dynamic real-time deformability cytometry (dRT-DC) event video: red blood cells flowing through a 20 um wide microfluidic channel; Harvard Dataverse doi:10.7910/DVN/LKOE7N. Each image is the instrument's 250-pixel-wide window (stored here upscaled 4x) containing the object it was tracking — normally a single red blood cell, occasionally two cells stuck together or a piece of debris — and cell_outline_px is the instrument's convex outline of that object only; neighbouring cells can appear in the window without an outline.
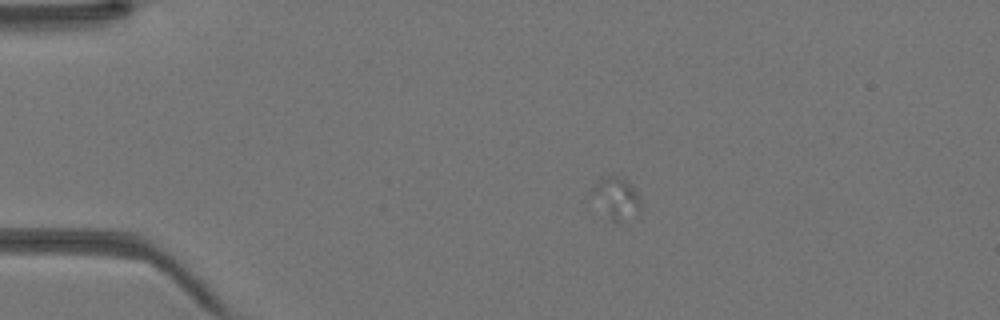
{"species": "Egyptian fruit bat (a non-hibernating species)", "species_latin": "Rousettus aegyptiacus", "temperature_condition": "warm", "stored_images_in_passage": 19, "camera_frame_rate_fps": 3000, "um_per_image_px": 0.085, "animal": {"sex": "female"}, "frame": {"image": 1, "passage_image": 3, "time_ms": 0.667, "image_size_px": [1000, 320], "cell_outline_px": [[640, 212], [620, 220], [612, 220], [588, 192], [604, 176], [624, 176], [636, 192], [640, 200]], "centroid_in_image_um": [52.38, 16.77], "position_along_channel_um": 32.6, "area_um2": 11.33}}